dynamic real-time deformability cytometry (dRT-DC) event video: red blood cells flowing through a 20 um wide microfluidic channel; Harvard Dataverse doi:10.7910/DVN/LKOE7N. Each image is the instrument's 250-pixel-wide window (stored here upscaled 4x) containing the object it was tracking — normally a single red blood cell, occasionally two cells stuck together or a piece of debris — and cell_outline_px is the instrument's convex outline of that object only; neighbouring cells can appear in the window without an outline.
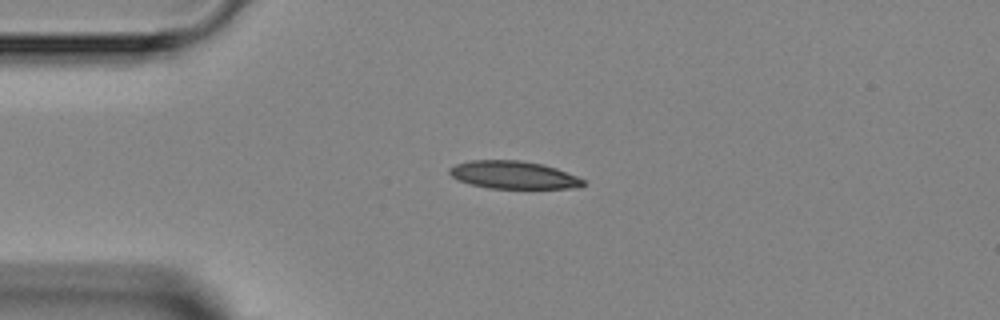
{"species": "Egyptian fruit bat (a non-hibernating species)", "species_latin": "Rousettus aegyptiacus", "temperature_condition": "room temperature", "stored_images_in_passage": 4, "camera_frame_rate_fps": 3000, "um_per_image_px": 0.085, "animal": {"sex": "female"}, "frame": {"image": 1, "passage_image": 2, "time_ms": 1.333, "image_size_px": [1000, 320], "cell_outline_px": [[588, 184], [580, 188], [488, 188], [472, 184], [460, 180], [452, 176], [448, 172], [448, 168], [456, 164], [472, 160], [520, 160], [544, 164], [556, 168], [576, 176], [584, 180]], "centroid_in_image_um": [43.69, 14.87], "position_along_channel_um": 41.3, "area_um2": 21.62}}
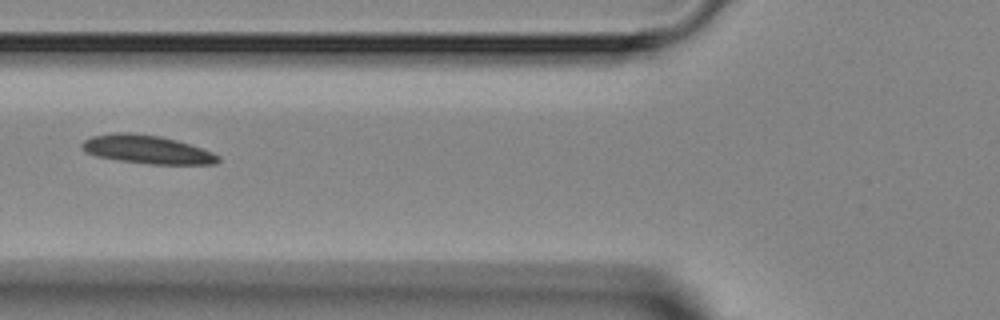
{"frame": {"image": 2, "passage_image": 4, "time_ms": 3.667, "image_size_px": [1000, 320], "cell_outline_px": [[220, 160], [216, 164], [152, 164], [120, 160], [96, 156], [84, 152], [80, 148], [80, 144], [84, 140], [92, 136], [112, 132], [132, 132], [160, 136], [176, 140], [212, 152], [220, 156]], "centroid_in_image_um": [12.45, 12.69], "position_along_channel_um": 113.4, "area_um2": 22.6}}